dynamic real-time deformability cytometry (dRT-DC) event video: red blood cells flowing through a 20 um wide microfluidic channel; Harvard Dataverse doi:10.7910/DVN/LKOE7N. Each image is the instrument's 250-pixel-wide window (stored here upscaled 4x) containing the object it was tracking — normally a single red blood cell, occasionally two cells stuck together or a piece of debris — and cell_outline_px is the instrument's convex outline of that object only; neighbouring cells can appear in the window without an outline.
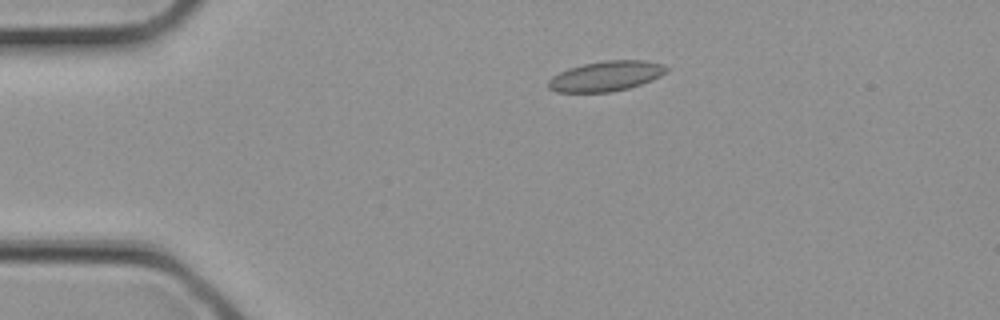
{"species": "common noctule bat (a hibernating species)", "species_latin": "Nyctalus noctula", "temperature_condition": "cold", "stored_images_in_passage": 4, "camera_frame_rate_fps": 3000, "um_per_image_px": 0.085, "animal": {"sex": "female", "body_mass_g": 21.9}, "frame": {"image": 1, "passage_image": 4, "time_ms": 1.0, "image_size_px": [1000, 320], "cell_outline_px": [[668, 72], [652, 80], [628, 88], [612, 92], [556, 92], [548, 88], [548, 80], [552, 76], [568, 68], [584, 64], [604, 60], [648, 60], [664, 64], [668, 68]], "centroid_in_image_um": [51.53, 6.46], "position_along_channel_um": 33.5, "area_um2": 20.87}}